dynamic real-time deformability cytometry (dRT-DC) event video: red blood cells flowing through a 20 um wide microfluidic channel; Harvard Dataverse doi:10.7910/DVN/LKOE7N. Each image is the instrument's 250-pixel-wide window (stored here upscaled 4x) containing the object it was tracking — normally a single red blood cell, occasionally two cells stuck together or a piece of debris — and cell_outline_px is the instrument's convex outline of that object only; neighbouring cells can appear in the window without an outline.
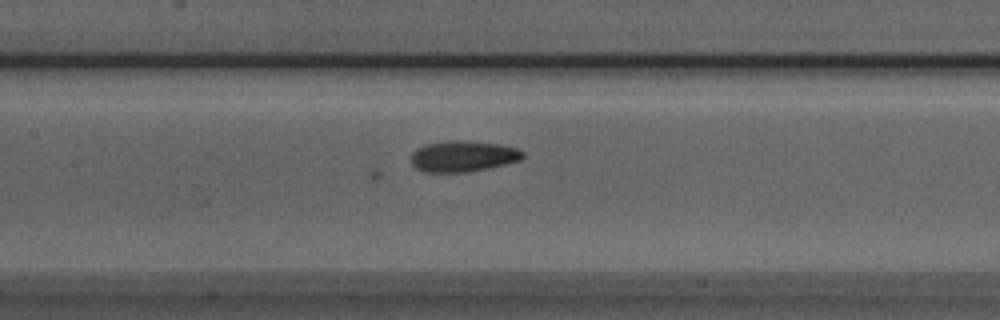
{"species": "Egyptian fruit bat (a non-hibernating species)", "species_latin": "Rousettus aegyptiacus", "temperature_condition": "room temperature", "stored_images_in_passage": 52, "camera_frame_rate_fps": 3000, "um_per_image_px": 0.085, "animal": {"sex": "male"}, "frame": {"image": 1, "passage_image": 24, "time_ms": 7.667, "image_size_px": [1000, 320], "cell_outline_px": [[524, 156], [520, 160], [488, 168], [468, 172], [428, 172], [416, 168], [412, 164], [412, 152], [416, 148], [428, 144], [452, 140], [460, 140], [496, 144], [516, 148], [524, 152]], "centroid_in_image_um": [39.35, 13.29], "position_along_channel_um": 168.1, "area_um2": 19.88}}
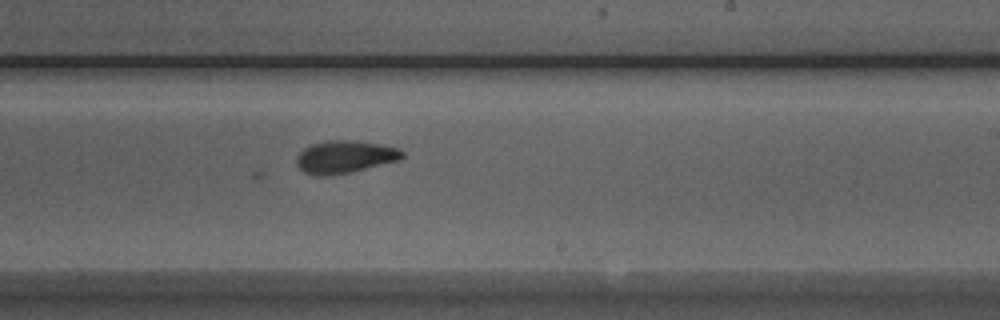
{"frame": {"image": 2, "passage_image": 31, "time_ms": 10.0, "image_size_px": [1000, 320], "cell_outline_px": [[404, 156], [400, 160], [332, 176], [316, 176], [304, 172], [296, 164], [296, 156], [304, 148], [312, 144], [324, 140], [356, 140], [380, 144], [396, 148], [404, 152]], "centroid_in_image_um": [29.28, 13.33], "position_along_channel_um": 259.7, "area_um2": 20.17}}
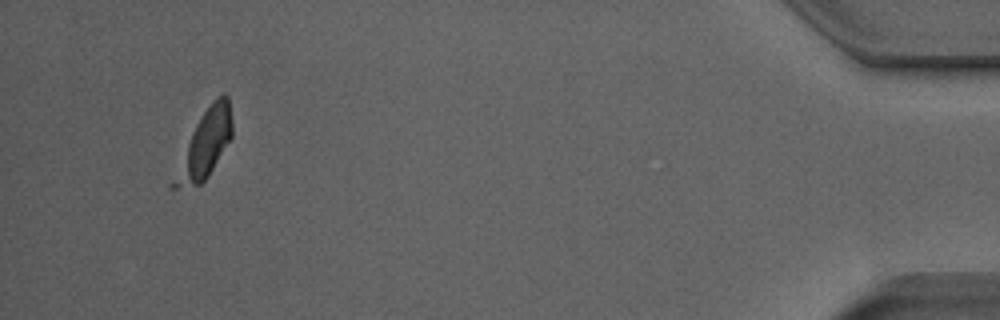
{"frame": {"image": 3, "passage_image": 49, "time_ms": 16.0, "image_size_px": [1000, 320], "cell_outline_px": [[232, 136], [208, 176], [200, 184], [176, 188], [168, 188], [168, 184], [192, 132], [196, 124], [204, 112], [216, 96], [224, 92], [228, 96], [232, 120]], "centroid_in_image_um": [17.39, 12.29], "position_along_channel_um": 417.8, "area_um2": 22.37}}